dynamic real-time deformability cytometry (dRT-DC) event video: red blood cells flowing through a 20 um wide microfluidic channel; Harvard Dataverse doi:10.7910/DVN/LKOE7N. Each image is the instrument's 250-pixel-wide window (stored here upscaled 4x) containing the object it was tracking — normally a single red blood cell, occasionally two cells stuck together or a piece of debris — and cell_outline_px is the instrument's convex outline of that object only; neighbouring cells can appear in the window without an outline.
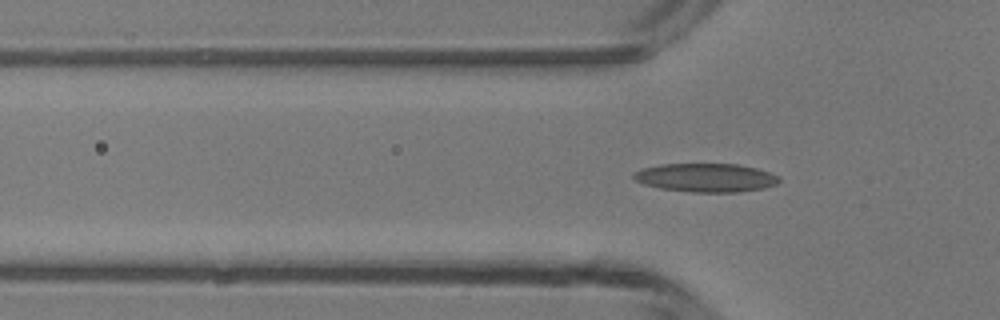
{"species": "common noctule bat (a hibernating species)", "species_latin": "Nyctalus noctula", "temperature_condition": "room temperature", "stored_images_in_passage": 5, "camera_frame_rate_fps": 3000, "um_per_image_px": 0.085, "animal": {"sex": "male", "body_mass_g": 13.3}, "frame": {"image": 1, "passage_image": 5, "time_ms": 4.667, "image_size_px": [1000, 320], "cell_outline_px": [[780, 180], [776, 184], [764, 188], [736, 192], [692, 192], [660, 188], [644, 184], [636, 180], [632, 176], [632, 172], [644, 168], [660, 164], [736, 164], [756, 168], [780, 176]], "centroid_in_image_um": [59.99, 15.1], "position_along_channel_um": 65.8, "area_um2": 24.16}}